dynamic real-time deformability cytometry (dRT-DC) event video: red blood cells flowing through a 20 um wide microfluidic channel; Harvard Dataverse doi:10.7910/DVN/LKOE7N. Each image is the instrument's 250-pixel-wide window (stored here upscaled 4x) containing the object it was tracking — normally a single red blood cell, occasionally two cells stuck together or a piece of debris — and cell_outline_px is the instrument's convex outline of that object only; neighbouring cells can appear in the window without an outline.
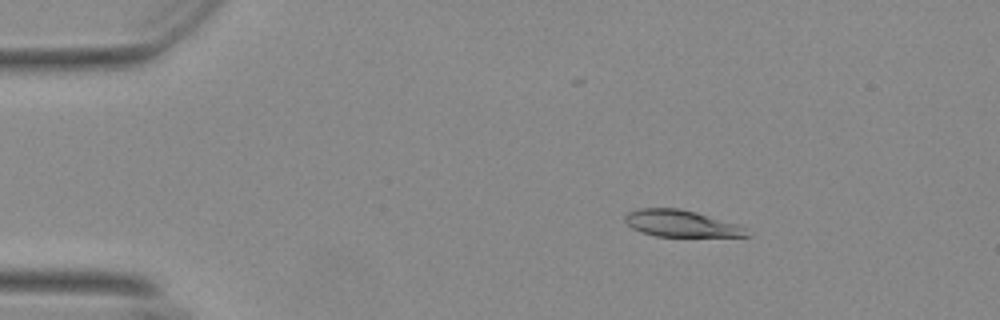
{"species": "Egyptian fruit bat (a non-hibernating species)", "species_latin": "Rousettus aegyptiacus", "temperature_condition": "warm", "stored_images_in_passage": 55, "camera_frame_rate_fps": 3000, "um_per_image_px": 0.085, "animal": {"sex": "female"}, "frame": {"image": 1, "passage_image": 9, "time_ms": 2.667, "image_size_px": [1000, 320], "cell_outline_px": [[752, 236], [656, 236], [632, 228], [624, 220], [624, 216], [628, 212], [640, 208], [680, 208], [696, 212], [744, 228]], "centroid_in_image_um": [57.81, 18.99], "position_along_channel_um": 27.2, "area_um2": 18.38}}
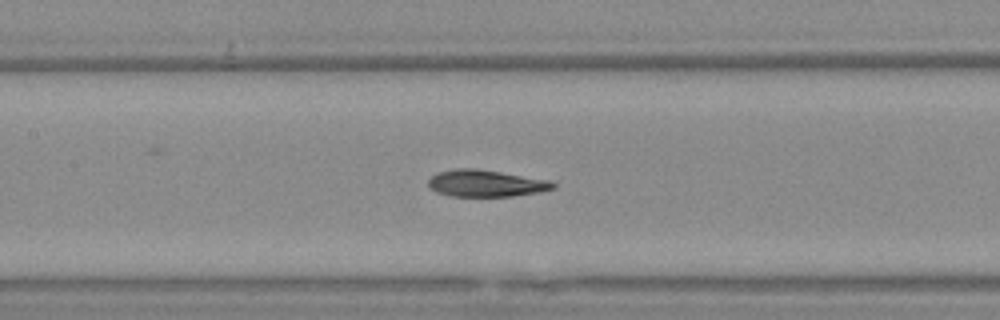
{"frame": {"image": 2, "passage_image": 26, "time_ms": 8.333, "image_size_px": [1000, 320], "cell_outline_px": [[556, 188], [540, 192], [512, 196], [448, 196], [436, 192], [428, 184], [428, 180], [432, 176], [440, 172], [456, 168], [476, 168], [552, 180], [556, 184]], "centroid_in_image_um": [41.35, 15.58], "position_along_channel_um": 166.1, "area_um2": 19.59}}
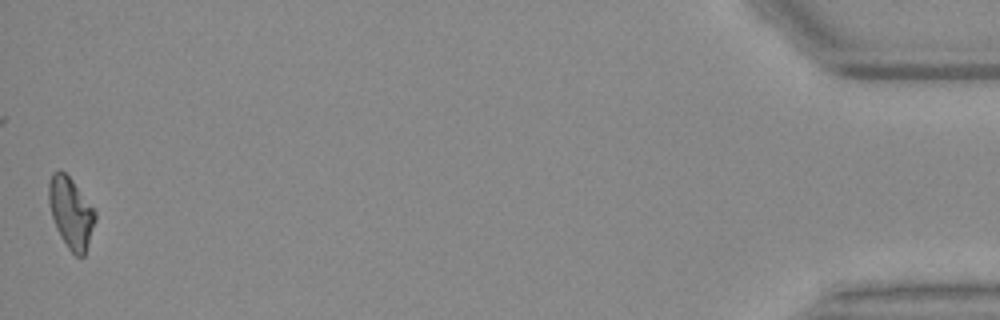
{"frame": {"image": 3, "passage_image": 55, "time_ms": 18.0, "image_size_px": [1000, 320], "cell_outline_px": [[96, 220], [84, 256], [76, 256], [68, 248], [60, 236], [56, 228], [52, 216], [48, 200], [48, 184], [52, 172], [64, 172], [72, 180], [96, 212]], "centroid_in_image_um": [6.02, 18.1], "position_along_channel_um": 429.2, "area_um2": 18.9}, "authors_computed_cell_mechanics": {"area_um2": 19.8832, "velocity_mm_per_s": 3.6917, "shape_relaxation_time_tau1_ms": 10.3248, "shape_relaxation_time_tau2_ms": 2.9641, "deformation_change_tau1": 0.2691, "deformation_change_tau2": 0.0753}}